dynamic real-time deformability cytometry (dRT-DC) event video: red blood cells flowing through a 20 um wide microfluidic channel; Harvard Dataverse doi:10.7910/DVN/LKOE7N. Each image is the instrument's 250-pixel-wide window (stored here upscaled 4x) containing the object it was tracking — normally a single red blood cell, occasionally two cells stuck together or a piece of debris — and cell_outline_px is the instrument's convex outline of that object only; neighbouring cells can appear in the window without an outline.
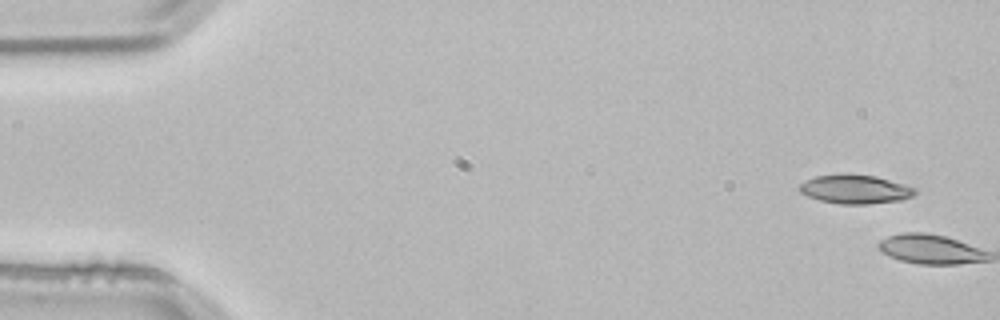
{"species": "common noctule bat (a hibernating species)", "species_latin": "Nyctalus noctula", "temperature_condition": "room temperature", "stored_images_in_passage": 3, "segment_of_instrument_passage": [2, 2], "camera_frame_rate_fps": 3000, "um_per_image_px": 0.085, "animal": {"sex": "male", "body_mass_g": 21.5, "forearm_length_mm": 52.0}, "frame": {"image": 1, "passage_image": 3, "time_ms": 0.667, "image_size_px": [1000, 320], "cell_outline_px": [[916, 196], [900, 200], [868, 204], [840, 204], [820, 200], [808, 196], [800, 192], [796, 188], [800, 184], [816, 176], [844, 172], [876, 176], [904, 184], [916, 188]], "centroid_in_image_um": [72.69, 16.07], "position_along_channel_um": 12.3, "area_um2": 19.77}}